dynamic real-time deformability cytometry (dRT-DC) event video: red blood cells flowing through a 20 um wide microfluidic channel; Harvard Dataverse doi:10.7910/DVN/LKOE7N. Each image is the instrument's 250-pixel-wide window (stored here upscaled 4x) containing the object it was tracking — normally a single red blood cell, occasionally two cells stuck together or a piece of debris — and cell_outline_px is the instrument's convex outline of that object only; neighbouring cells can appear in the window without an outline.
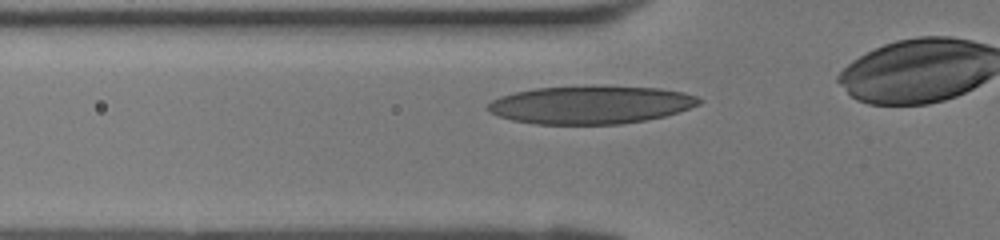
{"species": "human", "species_latin": "Homo sapiens", "temperature_condition": "room temperature", "stored_images_in_passage": 23, "camera_frame_rate_fps": 3000, "um_per_image_px": 0.085, "donor": {"sex": "female"}, "frame": {"image": 1, "passage_image": 3, "time_ms": 0.667, "image_size_px": [1000, 240], "cell_outline_px": [[704, 100], [700, 104], [680, 112], [664, 116], [644, 120], [620, 124], [536, 124], [512, 120], [496, 116], [488, 112], [484, 108], [492, 100], [500, 96], [516, 92], [536, 88], [660, 88], [684, 92], [696, 96]], "centroid_in_image_um": [50.19, 8.94], "position_along_channel_um": 75.6, "area_um2": 45.95}}
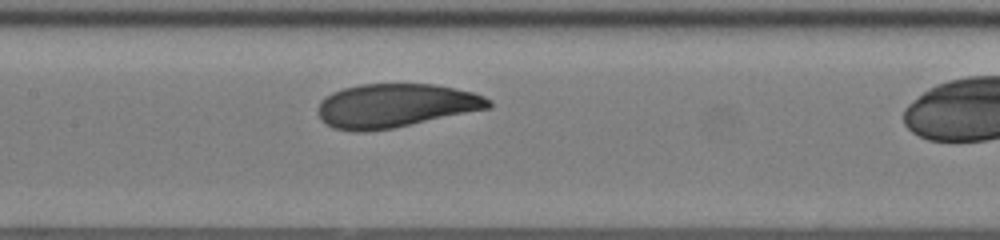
{"frame": {"image": 2, "passage_image": 9, "time_ms": 2.667, "image_size_px": [1000, 240], "cell_outline_px": [[492, 108], [392, 128], [364, 132], [356, 132], [332, 128], [320, 120], [320, 100], [332, 92], [344, 88], [360, 84], [432, 84], [472, 92], [484, 96], [492, 100]], "centroid_in_image_um": [33.62, 8.98], "position_along_channel_um": 173.8, "area_um2": 43.47}}
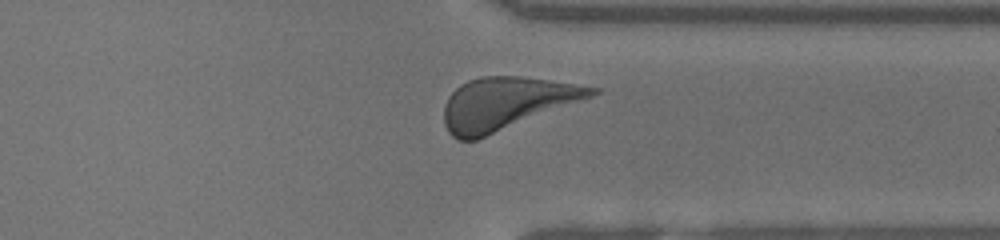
{"frame": {"image": 3, "passage_image": 21, "time_ms": 6.667, "image_size_px": [1000, 240], "cell_outline_px": [[600, 92], [592, 96], [476, 140], [456, 140], [448, 132], [444, 124], [444, 104], [448, 96], [460, 84], [468, 80], [484, 76], [520, 76], [548, 80], [600, 88]], "centroid_in_image_um": [42.96, 8.79], "position_along_channel_um": 368.4, "area_um2": 44.56}}